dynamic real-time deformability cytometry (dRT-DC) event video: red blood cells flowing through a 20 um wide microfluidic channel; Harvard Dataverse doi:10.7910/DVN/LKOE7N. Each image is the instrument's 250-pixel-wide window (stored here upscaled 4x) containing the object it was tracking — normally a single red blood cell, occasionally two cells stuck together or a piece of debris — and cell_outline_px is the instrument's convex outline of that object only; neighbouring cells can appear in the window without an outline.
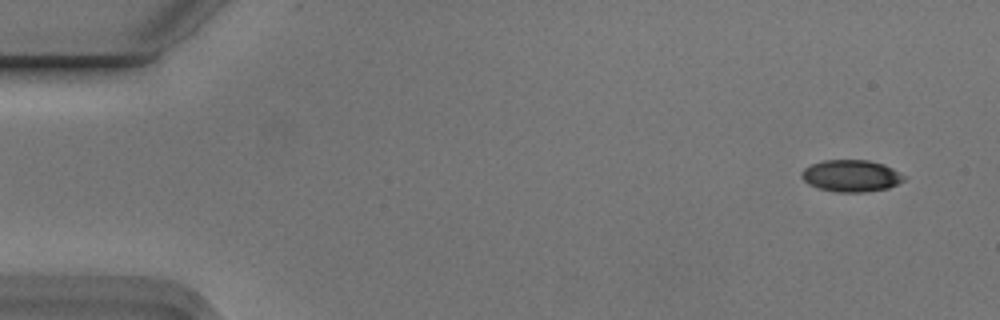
{"species": "Egyptian fruit bat (a non-hibernating species)", "species_latin": "Rousettus aegyptiacus", "temperature_condition": "cold", "stored_images_in_passage": 6, "camera_frame_rate_fps": 3000, "um_per_image_px": 0.085, "animal": {"sex": "male"}, "frame": {"image": 1, "passage_image": 1, "time_ms": 0.0, "image_size_px": [1000, 320], "cell_outline_px": [[904, 180], [888, 188], [864, 192], [836, 192], [820, 188], [808, 184], [800, 176], [800, 172], [804, 168], [812, 164], [824, 160], [868, 160], [884, 164], [892, 168], [904, 176]], "centroid_in_image_um": [72.32, 14.94], "position_along_channel_um": 12.7, "area_um2": 18.9}}
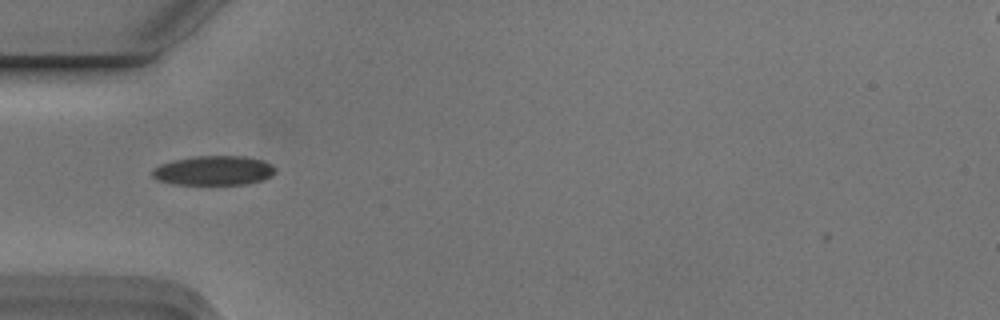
{"frame": {"image": 2, "passage_image": 5, "time_ms": 1.333, "image_size_px": [1000, 320], "cell_outline_px": [[276, 172], [272, 176], [260, 180], [244, 184], [172, 184], [156, 180], [152, 176], [152, 168], [160, 164], [172, 160], [196, 156], [244, 156], [264, 160], [272, 164], [276, 168]], "centroid_in_image_um": [18.15, 14.49], "position_along_channel_um": 66.8, "area_um2": 21.27}}